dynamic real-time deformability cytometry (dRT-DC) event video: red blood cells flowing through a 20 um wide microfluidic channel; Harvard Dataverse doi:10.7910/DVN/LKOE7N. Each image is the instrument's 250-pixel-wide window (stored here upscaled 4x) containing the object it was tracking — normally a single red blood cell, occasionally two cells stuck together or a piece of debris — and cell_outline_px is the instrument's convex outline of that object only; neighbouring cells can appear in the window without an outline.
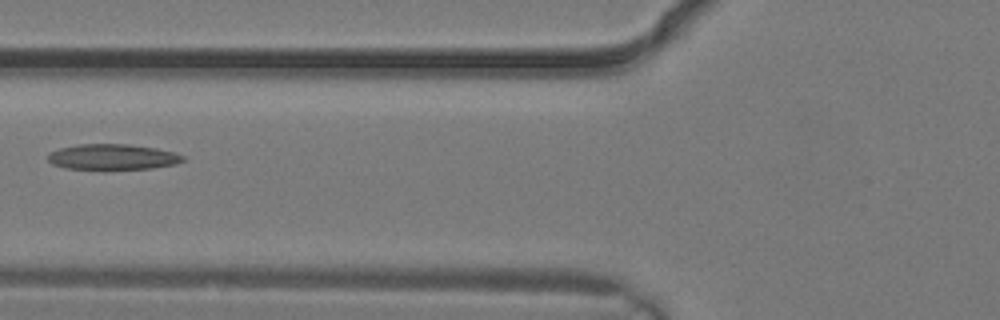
{"species": "common noctule bat (a hibernating species)", "species_latin": "Nyctalus noctula", "temperature_condition": "warm", "stored_images_in_passage": 4, "camera_frame_rate_fps": 3000, "um_per_image_px": 0.085, "animal": {"sex": "male", "body_mass_g": 19.2, "forearm_length_mm": 51.8}, "frame": {"image": 1, "passage_image": 4, "time_ms": 1.0, "image_size_px": [1000, 320], "cell_outline_px": [[184, 160], [176, 164], [152, 168], [64, 168], [52, 164], [48, 160], [48, 152], [60, 148], [80, 144], [128, 144], [156, 148], [172, 152], [184, 156]], "centroid_in_image_um": [9.55, 13.32], "position_along_channel_um": 116.2, "area_um2": 19.77}}